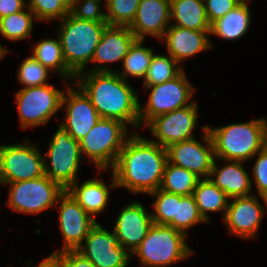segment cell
Segmentation results:
<instances>
[{
	"mask_svg": "<svg viewBox=\"0 0 267 267\" xmlns=\"http://www.w3.org/2000/svg\"><path fill=\"white\" fill-rule=\"evenodd\" d=\"M167 162L166 148L134 132L119 152L109 186L148 195L160 188Z\"/></svg>",
	"mask_w": 267,
	"mask_h": 267,
	"instance_id": "1",
	"label": "cell"
},
{
	"mask_svg": "<svg viewBox=\"0 0 267 267\" xmlns=\"http://www.w3.org/2000/svg\"><path fill=\"white\" fill-rule=\"evenodd\" d=\"M77 84L90 98L101 118L117 119L124 124L140 127L139 98L137 92L122 79L117 71H84L75 78Z\"/></svg>",
	"mask_w": 267,
	"mask_h": 267,
	"instance_id": "2",
	"label": "cell"
},
{
	"mask_svg": "<svg viewBox=\"0 0 267 267\" xmlns=\"http://www.w3.org/2000/svg\"><path fill=\"white\" fill-rule=\"evenodd\" d=\"M207 129L214 145L216 159L246 162L267 145V120L233 123Z\"/></svg>",
	"mask_w": 267,
	"mask_h": 267,
	"instance_id": "3",
	"label": "cell"
},
{
	"mask_svg": "<svg viewBox=\"0 0 267 267\" xmlns=\"http://www.w3.org/2000/svg\"><path fill=\"white\" fill-rule=\"evenodd\" d=\"M58 23L64 60L67 68L77 76L86 71V65L91 62L108 23L81 20L70 14Z\"/></svg>",
	"mask_w": 267,
	"mask_h": 267,
	"instance_id": "4",
	"label": "cell"
},
{
	"mask_svg": "<svg viewBox=\"0 0 267 267\" xmlns=\"http://www.w3.org/2000/svg\"><path fill=\"white\" fill-rule=\"evenodd\" d=\"M185 240L186 235L173 227L153 223L131 257L136 255L145 267H168L193 253Z\"/></svg>",
	"mask_w": 267,
	"mask_h": 267,
	"instance_id": "5",
	"label": "cell"
},
{
	"mask_svg": "<svg viewBox=\"0 0 267 267\" xmlns=\"http://www.w3.org/2000/svg\"><path fill=\"white\" fill-rule=\"evenodd\" d=\"M127 126L117 119L100 118L79 141L81 154L89 158L99 170L112 169L129 137Z\"/></svg>",
	"mask_w": 267,
	"mask_h": 267,
	"instance_id": "6",
	"label": "cell"
},
{
	"mask_svg": "<svg viewBox=\"0 0 267 267\" xmlns=\"http://www.w3.org/2000/svg\"><path fill=\"white\" fill-rule=\"evenodd\" d=\"M45 155L44 172L51 180L59 183L65 190L78 180L82 158L80 143L61 126L53 134Z\"/></svg>",
	"mask_w": 267,
	"mask_h": 267,
	"instance_id": "7",
	"label": "cell"
},
{
	"mask_svg": "<svg viewBox=\"0 0 267 267\" xmlns=\"http://www.w3.org/2000/svg\"><path fill=\"white\" fill-rule=\"evenodd\" d=\"M9 184L7 205L20 213L36 215L54 209L58 198L66 191L59 183L44 175L36 179Z\"/></svg>",
	"mask_w": 267,
	"mask_h": 267,
	"instance_id": "8",
	"label": "cell"
},
{
	"mask_svg": "<svg viewBox=\"0 0 267 267\" xmlns=\"http://www.w3.org/2000/svg\"><path fill=\"white\" fill-rule=\"evenodd\" d=\"M143 86L151 92H149L150 95L145 107L139 103L140 127L143 125L146 127L157 116L193 103L191 98L195 88L188 81L184 71L174 79L162 84ZM190 100L191 102H189Z\"/></svg>",
	"mask_w": 267,
	"mask_h": 267,
	"instance_id": "9",
	"label": "cell"
},
{
	"mask_svg": "<svg viewBox=\"0 0 267 267\" xmlns=\"http://www.w3.org/2000/svg\"><path fill=\"white\" fill-rule=\"evenodd\" d=\"M0 145V183H14L45 175L44 156L38 145L29 142Z\"/></svg>",
	"mask_w": 267,
	"mask_h": 267,
	"instance_id": "10",
	"label": "cell"
},
{
	"mask_svg": "<svg viewBox=\"0 0 267 267\" xmlns=\"http://www.w3.org/2000/svg\"><path fill=\"white\" fill-rule=\"evenodd\" d=\"M64 91L46 84L22 88L15 93L20 127L23 129L44 125L61 108Z\"/></svg>",
	"mask_w": 267,
	"mask_h": 267,
	"instance_id": "11",
	"label": "cell"
},
{
	"mask_svg": "<svg viewBox=\"0 0 267 267\" xmlns=\"http://www.w3.org/2000/svg\"><path fill=\"white\" fill-rule=\"evenodd\" d=\"M83 243L76 251L96 267H127L131 259L129 252L120 245L117 234L107 231L98 222Z\"/></svg>",
	"mask_w": 267,
	"mask_h": 267,
	"instance_id": "12",
	"label": "cell"
},
{
	"mask_svg": "<svg viewBox=\"0 0 267 267\" xmlns=\"http://www.w3.org/2000/svg\"><path fill=\"white\" fill-rule=\"evenodd\" d=\"M202 131L205 145L192 138L171 144L166 149L170 163L205 179L210 177L215 156L213 141L206 125L202 127Z\"/></svg>",
	"mask_w": 267,
	"mask_h": 267,
	"instance_id": "13",
	"label": "cell"
},
{
	"mask_svg": "<svg viewBox=\"0 0 267 267\" xmlns=\"http://www.w3.org/2000/svg\"><path fill=\"white\" fill-rule=\"evenodd\" d=\"M196 101L185 107L153 118L146 126L156 140L153 142L167 148L171 144L195 138L198 108Z\"/></svg>",
	"mask_w": 267,
	"mask_h": 267,
	"instance_id": "14",
	"label": "cell"
},
{
	"mask_svg": "<svg viewBox=\"0 0 267 267\" xmlns=\"http://www.w3.org/2000/svg\"><path fill=\"white\" fill-rule=\"evenodd\" d=\"M59 204V225L64 245L57 252L76 250L88 235L91 228L97 223L85 210L65 191L57 200Z\"/></svg>",
	"mask_w": 267,
	"mask_h": 267,
	"instance_id": "15",
	"label": "cell"
},
{
	"mask_svg": "<svg viewBox=\"0 0 267 267\" xmlns=\"http://www.w3.org/2000/svg\"><path fill=\"white\" fill-rule=\"evenodd\" d=\"M75 88L69 87L64 91L61 108L66 111L61 127L65 129L75 140L80 141L101 118L92 105L90 98L76 84ZM67 94L68 96H66Z\"/></svg>",
	"mask_w": 267,
	"mask_h": 267,
	"instance_id": "16",
	"label": "cell"
},
{
	"mask_svg": "<svg viewBox=\"0 0 267 267\" xmlns=\"http://www.w3.org/2000/svg\"><path fill=\"white\" fill-rule=\"evenodd\" d=\"M228 203L224 223L229 229V234H235L241 238L251 239L256 237L260 223L265 214L266 206H262L257 194L234 197ZM266 207V209H265Z\"/></svg>",
	"mask_w": 267,
	"mask_h": 267,
	"instance_id": "17",
	"label": "cell"
},
{
	"mask_svg": "<svg viewBox=\"0 0 267 267\" xmlns=\"http://www.w3.org/2000/svg\"><path fill=\"white\" fill-rule=\"evenodd\" d=\"M152 224L151 212L146 211L138 201H133L122 208L113 231L117 234L120 245L131 255L143 241Z\"/></svg>",
	"mask_w": 267,
	"mask_h": 267,
	"instance_id": "18",
	"label": "cell"
},
{
	"mask_svg": "<svg viewBox=\"0 0 267 267\" xmlns=\"http://www.w3.org/2000/svg\"><path fill=\"white\" fill-rule=\"evenodd\" d=\"M135 40L129 26L107 25L91 60L98 64L90 72H113L105 65L123 61Z\"/></svg>",
	"mask_w": 267,
	"mask_h": 267,
	"instance_id": "19",
	"label": "cell"
},
{
	"mask_svg": "<svg viewBox=\"0 0 267 267\" xmlns=\"http://www.w3.org/2000/svg\"><path fill=\"white\" fill-rule=\"evenodd\" d=\"M170 20V0H140L129 28L136 39L145 40L148 34L161 40L170 26Z\"/></svg>",
	"mask_w": 267,
	"mask_h": 267,
	"instance_id": "20",
	"label": "cell"
},
{
	"mask_svg": "<svg viewBox=\"0 0 267 267\" xmlns=\"http://www.w3.org/2000/svg\"><path fill=\"white\" fill-rule=\"evenodd\" d=\"M209 33L170 24L161 40L166 43L168 54L180 64L186 58L214 47L207 36Z\"/></svg>",
	"mask_w": 267,
	"mask_h": 267,
	"instance_id": "21",
	"label": "cell"
},
{
	"mask_svg": "<svg viewBox=\"0 0 267 267\" xmlns=\"http://www.w3.org/2000/svg\"><path fill=\"white\" fill-rule=\"evenodd\" d=\"M214 159L209 179L229 198L252 195V180L241 161L224 160V167L216 165ZM213 176V177H212Z\"/></svg>",
	"mask_w": 267,
	"mask_h": 267,
	"instance_id": "22",
	"label": "cell"
},
{
	"mask_svg": "<svg viewBox=\"0 0 267 267\" xmlns=\"http://www.w3.org/2000/svg\"><path fill=\"white\" fill-rule=\"evenodd\" d=\"M78 180L66 191L92 218L103 212L109 201V186L102 179H89L77 186Z\"/></svg>",
	"mask_w": 267,
	"mask_h": 267,
	"instance_id": "23",
	"label": "cell"
},
{
	"mask_svg": "<svg viewBox=\"0 0 267 267\" xmlns=\"http://www.w3.org/2000/svg\"><path fill=\"white\" fill-rule=\"evenodd\" d=\"M246 2L249 0H243L225 16L212 22L209 34L225 40H236L243 37L251 24V13Z\"/></svg>",
	"mask_w": 267,
	"mask_h": 267,
	"instance_id": "24",
	"label": "cell"
},
{
	"mask_svg": "<svg viewBox=\"0 0 267 267\" xmlns=\"http://www.w3.org/2000/svg\"><path fill=\"white\" fill-rule=\"evenodd\" d=\"M171 24L197 31H210L204 0H170Z\"/></svg>",
	"mask_w": 267,
	"mask_h": 267,
	"instance_id": "25",
	"label": "cell"
},
{
	"mask_svg": "<svg viewBox=\"0 0 267 267\" xmlns=\"http://www.w3.org/2000/svg\"><path fill=\"white\" fill-rule=\"evenodd\" d=\"M193 196L201 216L207 223H210L208 212L224 211L223 218L225 217L230 198L209 178L198 181Z\"/></svg>",
	"mask_w": 267,
	"mask_h": 267,
	"instance_id": "26",
	"label": "cell"
},
{
	"mask_svg": "<svg viewBox=\"0 0 267 267\" xmlns=\"http://www.w3.org/2000/svg\"><path fill=\"white\" fill-rule=\"evenodd\" d=\"M32 56L46 67L49 71H55L57 74L65 77L64 79L75 81L76 76L67 68L63 57L61 43L58 39H43L33 48Z\"/></svg>",
	"mask_w": 267,
	"mask_h": 267,
	"instance_id": "27",
	"label": "cell"
},
{
	"mask_svg": "<svg viewBox=\"0 0 267 267\" xmlns=\"http://www.w3.org/2000/svg\"><path fill=\"white\" fill-rule=\"evenodd\" d=\"M199 180L200 178L191 171L176 166L168 161L159 189L182 196L191 195Z\"/></svg>",
	"mask_w": 267,
	"mask_h": 267,
	"instance_id": "28",
	"label": "cell"
},
{
	"mask_svg": "<svg viewBox=\"0 0 267 267\" xmlns=\"http://www.w3.org/2000/svg\"><path fill=\"white\" fill-rule=\"evenodd\" d=\"M142 39H136L131 45L127 55L123 58V71L117 74L127 81V77L142 78L144 80L150 66L153 52L151 47H143Z\"/></svg>",
	"mask_w": 267,
	"mask_h": 267,
	"instance_id": "29",
	"label": "cell"
},
{
	"mask_svg": "<svg viewBox=\"0 0 267 267\" xmlns=\"http://www.w3.org/2000/svg\"><path fill=\"white\" fill-rule=\"evenodd\" d=\"M12 15L0 19V34L12 41L24 40L31 37L35 14L27 7Z\"/></svg>",
	"mask_w": 267,
	"mask_h": 267,
	"instance_id": "30",
	"label": "cell"
},
{
	"mask_svg": "<svg viewBox=\"0 0 267 267\" xmlns=\"http://www.w3.org/2000/svg\"><path fill=\"white\" fill-rule=\"evenodd\" d=\"M179 66L169 54L166 56L154 53L143 85H157L174 79L183 71L182 66Z\"/></svg>",
	"mask_w": 267,
	"mask_h": 267,
	"instance_id": "31",
	"label": "cell"
},
{
	"mask_svg": "<svg viewBox=\"0 0 267 267\" xmlns=\"http://www.w3.org/2000/svg\"><path fill=\"white\" fill-rule=\"evenodd\" d=\"M206 221L201 216L193 194L180 195V201H176L174 219L168 224L177 231L187 236V230L195 224Z\"/></svg>",
	"mask_w": 267,
	"mask_h": 267,
	"instance_id": "32",
	"label": "cell"
},
{
	"mask_svg": "<svg viewBox=\"0 0 267 267\" xmlns=\"http://www.w3.org/2000/svg\"><path fill=\"white\" fill-rule=\"evenodd\" d=\"M108 25L130 26L134 21L140 0H106Z\"/></svg>",
	"mask_w": 267,
	"mask_h": 267,
	"instance_id": "33",
	"label": "cell"
},
{
	"mask_svg": "<svg viewBox=\"0 0 267 267\" xmlns=\"http://www.w3.org/2000/svg\"><path fill=\"white\" fill-rule=\"evenodd\" d=\"M149 195L155 197L152 205L155 212L151 213L153 223L168 225L174 219L176 201H180V195L168 193L161 189H157Z\"/></svg>",
	"mask_w": 267,
	"mask_h": 267,
	"instance_id": "34",
	"label": "cell"
},
{
	"mask_svg": "<svg viewBox=\"0 0 267 267\" xmlns=\"http://www.w3.org/2000/svg\"><path fill=\"white\" fill-rule=\"evenodd\" d=\"M49 70L32 55L26 57L18 69V81L24 88L48 84Z\"/></svg>",
	"mask_w": 267,
	"mask_h": 267,
	"instance_id": "35",
	"label": "cell"
},
{
	"mask_svg": "<svg viewBox=\"0 0 267 267\" xmlns=\"http://www.w3.org/2000/svg\"><path fill=\"white\" fill-rule=\"evenodd\" d=\"M27 7L40 21L62 20L69 14V11L56 0H29Z\"/></svg>",
	"mask_w": 267,
	"mask_h": 267,
	"instance_id": "36",
	"label": "cell"
},
{
	"mask_svg": "<svg viewBox=\"0 0 267 267\" xmlns=\"http://www.w3.org/2000/svg\"><path fill=\"white\" fill-rule=\"evenodd\" d=\"M102 0H76L69 14L74 18L94 22H107L106 13L100 10Z\"/></svg>",
	"mask_w": 267,
	"mask_h": 267,
	"instance_id": "37",
	"label": "cell"
},
{
	"mask_svg": "<svg viewBox=\"0 0 267 267\" xmlns=\"http://www.w3.org/2000/svg\"><path fill=\"white\" fill-rule=\"evenodd\" d=\"M253 167V179L258 196L267 204V145L259 151Z\"/></svg>",
	"mask_w": 267,
	"mask_h": 267,
	"instance_id": "38",
	"label": "cell"
},
{
	"mask_svg": "<svg viewBox=\"0 0 267 267\" xmlns=\"http://www.w3.org/2000/svg\"><path fill=\"white\" fill-rule=\"evenodd\" d=\"M243 0H204L206 15L211 24L237 7Z\"/></svg>",
	"mask_w": 267,
	"mask_h": 267,
	"instance_id": "39",
	"label": "cell"
},
{
	"mask_svg": "<svg viewBox=\"0 0 267 267\" xmlns=\"http://www.w3.org/2000/svg\"><path fill=\"white\" fill-rule=\"evenodd\" d=\"M60 267H96L76 250H65L53 255Z\"/></svg>",
	"mask_w": 267,
	"mask_h": 267,
	"instance_id": "40",
	"label": "cell"
},
{
	"mask_svg": "<svg viewBox=\"0 0 267 267\" xmlns=\"http://www.w3.org/2000/svg\"><path fill=\"white\" fill-rule=\"evenodd\" d=\"M25 0H0V19L27 8Z\"/></svg>",
	"mask_w": 267,
	"mask_h": 267,
	"instance_id": "41",
	"label": "cell"
},
{
	"mask_svg": "<svg viewBox=\"0 0 267 267\" xmlns=\"http://www.w3.org/2000/svg\"><path fill=\"white\" fill-rule=\"evenodd\" d=\"M37 267H60V264L54 256L50 255L39 262Z\"/></svg>",
	"mask_w": 267,
	"mask_h": 267,
	"instance_id": "42",
	"label": "cell"
},
{
	"mask_svg": "<svg viewBox=\"0 0 267 267\" xmlns=\"http://www.w3.org/2000/svg\"><path fill=\"white\" fill-rule=\"evenodd\" d=\"M56 1H59L68 11H70L76 0H56Z\"/></svg>",
	"mask_w": 267,
	"mask_h": 267,
	"instance_id": "43",
	"label": "cell"
},
{
	"mask_svg": "<svg viewBox=\"0 0 267 267\" xmlns=\"http://www.w3.org/2000/svg\"><path fill=\"white\" fill-rule=\"evenodd\" d=\"M7 49L5 47L2 46L1 42H0V59H2L5 54H7Z\"/></svg>",
	"mask_w": 267,
	"mask_h": 267,
	"instance_id": "44",
	"label": "cell"
}]
</instances>
